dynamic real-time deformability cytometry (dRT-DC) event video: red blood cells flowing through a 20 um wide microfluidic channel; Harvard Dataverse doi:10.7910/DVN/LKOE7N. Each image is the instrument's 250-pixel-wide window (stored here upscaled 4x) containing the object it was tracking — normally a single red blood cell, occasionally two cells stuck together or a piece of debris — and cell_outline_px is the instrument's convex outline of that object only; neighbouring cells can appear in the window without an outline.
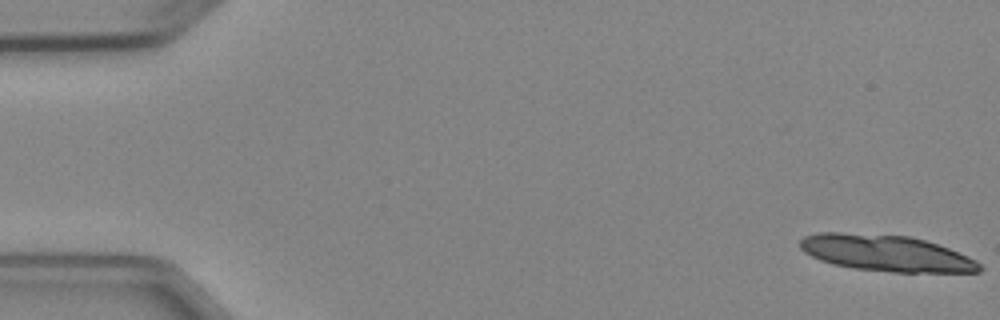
{"species": "Egyptian fruit bat (a non-hibernating species)", "species_latin": "Rousettus aegyptiacus", "temperature_condition": "cold", "stored_images_in_passage": 5, "camera_frame_rate_fps": 3000, "um_per_image_px": 0.085, "animal": {"sex": "female"}, "frame": {"image": 1, "passage_image": 1, "time_ms": 0.0, "image_size_px": [1000, 320], "cell_outline_px": [[984, 268], [980, 272], [892, 272], [856, 268], [832, 264], [820, 260], [804, 252], [800, 248], [800, 240], [804, 236], [816, 232], [840, 232], [908, 236], [924, 240], [948, 248], [968, 256], [976, 260]], "centroid_in_image_um": [75.31, 21.51], "position_along_channel_um": 9.7, "area_um2": 37.86}}